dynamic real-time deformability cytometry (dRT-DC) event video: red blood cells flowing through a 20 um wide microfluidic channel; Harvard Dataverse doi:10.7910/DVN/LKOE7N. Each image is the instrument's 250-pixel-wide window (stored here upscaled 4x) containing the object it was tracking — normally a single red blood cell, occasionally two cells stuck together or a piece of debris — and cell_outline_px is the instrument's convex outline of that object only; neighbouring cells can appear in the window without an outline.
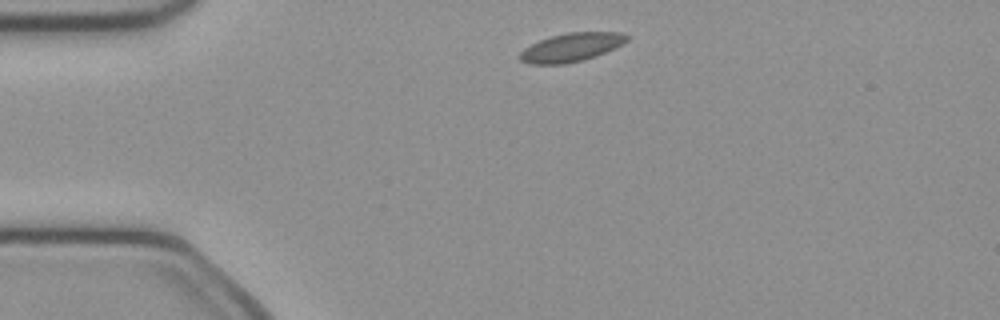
{"species": "common noctule bat (a hibernating species)", "species_latin": "Nyctalus noctula", "temperature_condition": "cold", "stored_images_in_passage": 41, "camera_frame_rate_fps": 3000, "um_per_image_px": 0.085, "animal": {"sex": "female", "body_mass_g": 21.9}, "frame": {"image": 1, "passage_image": 1, "time_ms": 0.0, "image_size_px": [1000, 320], "cell_outline_px": [[628, 40], [624, 44], [616, 48], [596, 56], [584, 60], [564, 64], [528, 64], [520, 60], [516, 56], [524, 48], [540, 40], [552, 36], [568, 32], [624, 32], [628, 36]], "centroid_in_image_um": [48.57, 4.03], "position_along_channel_um": 36.4, "area_um2": 18.03}}
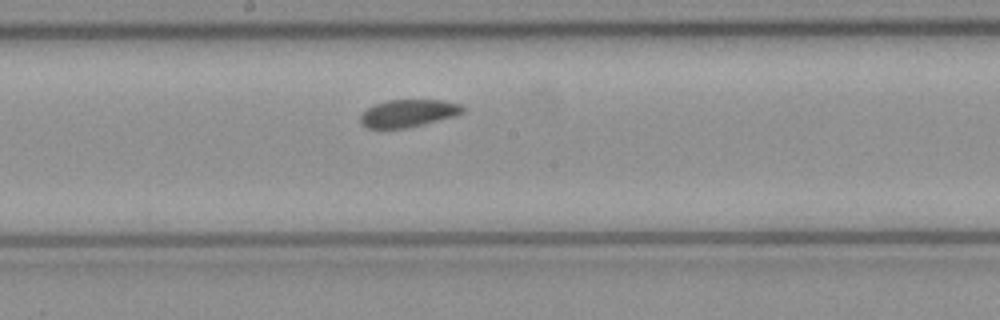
{"frame": {"image": 2, "passage_image": 17, "time_ms": 5.333, "image_size_px": [1000, 320], "cell_outline_px": [[464, 112], [456, 116], [424, 124], [404, 128], [368, 128], [360, 124], [360, 116], [368, 108], [376, 104], [388, 100], [444, 100], [460, 104], [464, 108]], "centroid_in_image_um": [34.72, 9.63], "position_along_channel_um": 213.5, "area_um2": 16.36}}
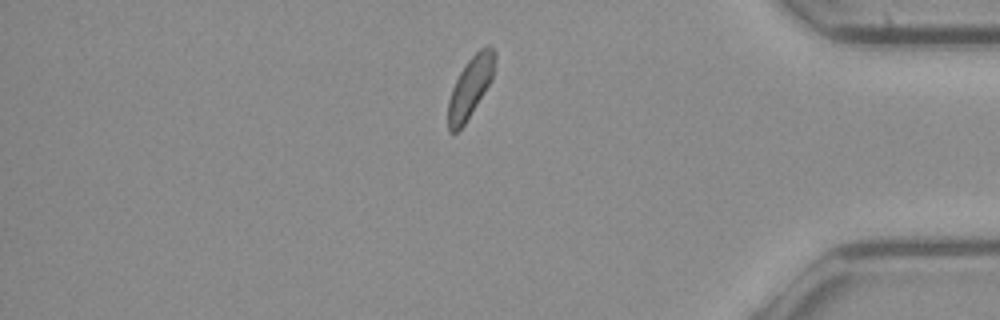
{"frame": {"image": 3, "passage_image": 33, "time_ms": 10.667, "image_size_px": [1000, 320], "cell_outline_px": [[496, 56], [492, 80], [464, 124], [456, 132], [448, 132], [448, 100], [452, 88], [460, 72], [468, 60], [484, 44], [488, 44], [496, 52]], "centroid_in_image_um": [39.99, 7.36], "position_along_channel_um": 395.2, "area_um2": 16.42}, "authors_computed_cell_mechanics": {"area_um2": 16.9932, "velocity_mm_per_s": 4.0029, "shape_relaxation_time_tau1_ms": 2.8838, "shape_relaxation_time_tau2_ms": null, "deformation_change_tau1": 0.0633, "deformation_change_tau2": null}}